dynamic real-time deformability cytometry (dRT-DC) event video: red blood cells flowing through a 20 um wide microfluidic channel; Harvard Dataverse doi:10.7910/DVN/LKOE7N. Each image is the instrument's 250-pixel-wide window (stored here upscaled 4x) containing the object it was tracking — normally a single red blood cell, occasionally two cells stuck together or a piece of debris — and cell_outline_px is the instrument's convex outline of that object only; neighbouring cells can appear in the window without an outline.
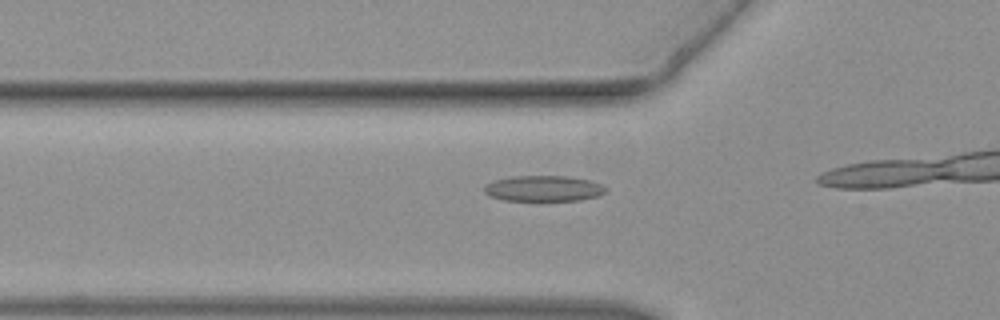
{"species": "common noctule bat (a hibernating species)", "species_latin": "Nyctalus noctula", "temperature_condition": "warm", "stored_images_in_passage": 13, "camera_frame_rate_fps": 3000, "um_per_image_px": 0.085, "animal": {"sex": "female", "body_mass_g": 19.3, "forearm_length_mm": 54.1}, "frame": {"image": 1, "passage_image": 11, "time_ms": 3.333, "image_size_px": [1000, 320], "cell_outline_px": [[608, 188], [600, 196], [580, 200], [504, 200], [488, 196], [484, 192], [484, 188], [488, 184], [496, 180], [512, 176], [564, 176], [592, 180]], "centroid_in_image_um": [46.23, 16.02], "position_along_channel_um": 79.6, "area_um2": 18.15}}